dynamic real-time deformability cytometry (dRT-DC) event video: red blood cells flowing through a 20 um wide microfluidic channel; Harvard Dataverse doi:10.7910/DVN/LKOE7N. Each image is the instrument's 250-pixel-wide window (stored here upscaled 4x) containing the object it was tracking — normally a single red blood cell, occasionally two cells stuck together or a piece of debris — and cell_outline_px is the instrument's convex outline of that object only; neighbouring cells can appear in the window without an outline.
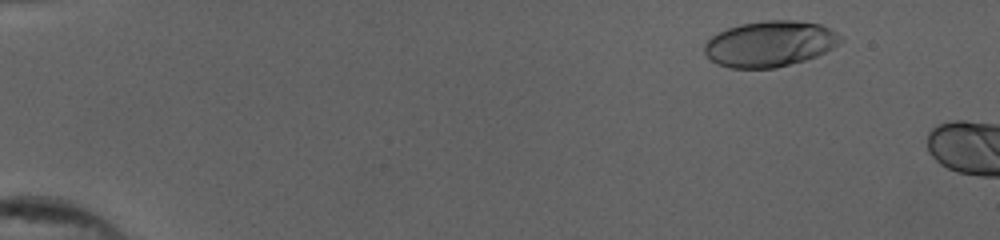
{"species": "human", "species_latin": "Homo sapiens", "temperature_condition": "cold", "stored_images_in_passage": 7, "camera_frame_rate_fps": 3000, "um_per_image_px": 0.085, "donor": {"sex": "female"}, "frame": {"image": 1, "passage_image": 4, "time_ms": 1.0, "image_size_px": [1000, 240], "cell_outline_px": [[824, 28], [816, 52], [800, 60], [768, 68], [736, 68], [720, 64], [712, 56], [708, 48], [708, 44], [716, 36], [732, 28], [748, 24], [816, 24]], "centroid_in_image_um": [65.05, 3.81], "position_along_channel_um": 19.9, "area_um2": 29.59}}